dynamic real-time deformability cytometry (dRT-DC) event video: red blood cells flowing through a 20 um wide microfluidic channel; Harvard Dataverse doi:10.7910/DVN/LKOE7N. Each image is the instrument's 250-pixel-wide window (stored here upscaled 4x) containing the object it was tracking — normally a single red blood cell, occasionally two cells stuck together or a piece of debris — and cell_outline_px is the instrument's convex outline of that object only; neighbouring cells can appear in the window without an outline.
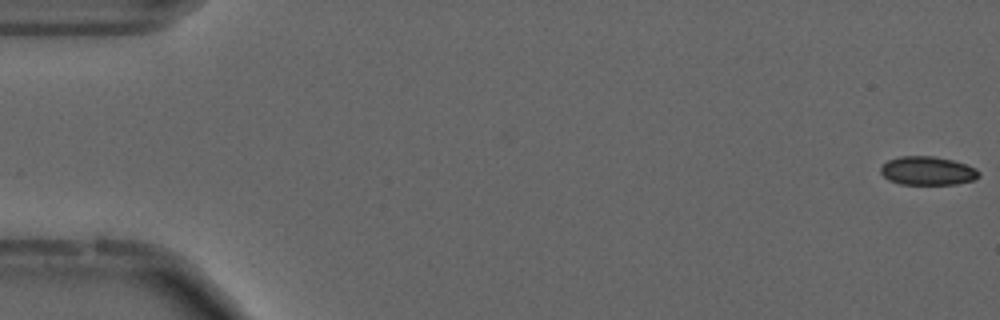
{"species": "common noctule bat (a hibernating species)", "species_latin": "Nyctalus noctula", "temperature_condition": "cold", "stored_images_in_passage": 56, "camera_frame_rate_fps": 3000, "um_per_image_px": 0.085, "animal": {"sex": "male", "forearm_length_mm": 52.5}, "frame": {"image": 1, "passage_image": 1, "time_ms": 0.0, "image_size_px": [1000, 320], "cell_outline_px": [[980, 176], [972, 180], [956, 184], [900, 184], [888, 180], [880, 172], [880, 168], [888, 160], [900, 156], [936, 156], [952, 160], [976, 168], [980, 172]], "centroid_in_image_um": [78.83, 14.51], "position_along_channel_um": 6.2, "area_um2": 16.36}}
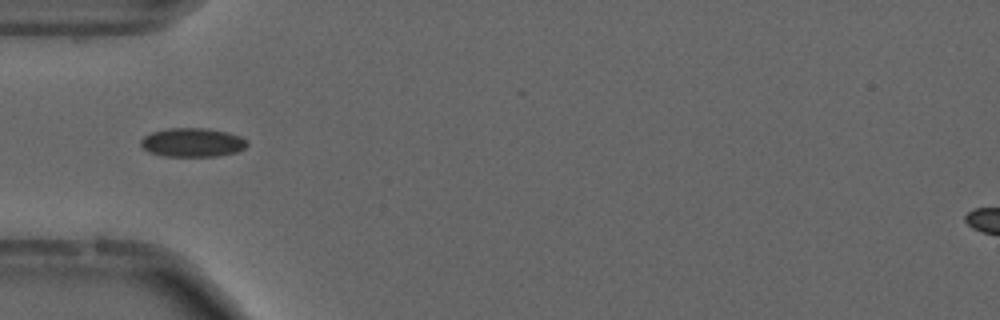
{"frame": {"image": 2, "passage_image": 18, "time_ms": 5.667, "image_size_px": [1000, 320], "cell_outline_px": [[248, 144], [244, 148], [236, 152], [216, 156], [160, 156], [148, 152], [140, 144], [140, 140], [144, 136], [152, 132], [168, 128], [208, 128], [228, 132], [240, 136]], "centroid_in_image_um": [16.32, 12.1], "position_along_channel_um": 68.7, "area_um2": 17.92}, "authors_computed_cell_mechanics": {"area_um2": 16.8487, "velocity_mm_per_s": 3.6977, "shape_relaxation_time_tau1_ms": 7.1727, "shape_relaxation_time_tau2_ms": 3.5288, "deformation_change_tau1": 0.1091, "deformation_change_tau2": 0.0617}}